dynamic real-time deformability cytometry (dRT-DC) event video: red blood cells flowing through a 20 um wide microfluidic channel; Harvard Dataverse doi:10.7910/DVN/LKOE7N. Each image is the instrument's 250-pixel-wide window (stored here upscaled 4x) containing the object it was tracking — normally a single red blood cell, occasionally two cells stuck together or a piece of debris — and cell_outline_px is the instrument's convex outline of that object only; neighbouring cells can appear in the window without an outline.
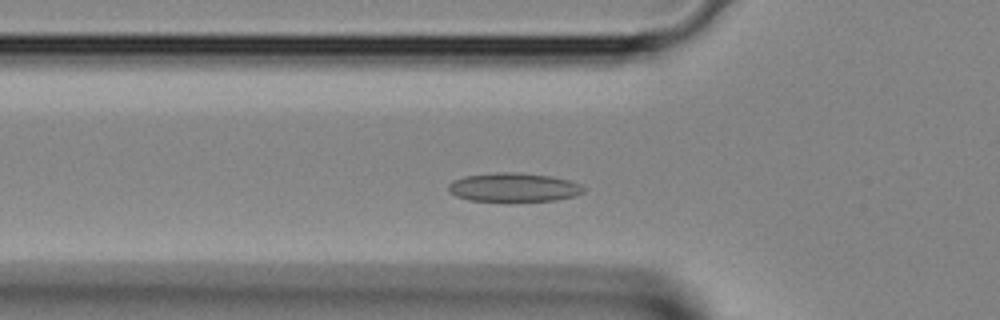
{"species": "Egyptian fruit bat (a non-hibernating species)", "species_latin": "Rousettus aegyptiacus", "temperature_condition": "room temperature", "stored_images_in_passage": 37, "camera_frame_rate_fps": 3000, "um_per_image_px": 0.085, "animal": {"sex": "female"}, "frame": {"image": 1, "passage_image": 9, "time_ms": 2.667, "image_size_px": [1000, 320], "cell_outline_px": [[584, 192], [576, 196], [556, 200], [512, 204], [468, 200], [456, 196], [448, 192], [448, 184], [452, 180], [464, 176], [496, 172], [516, 172], [552, 176], [568, 180], [580, 184], [584, 188]], "centroid_in_image_um": [43.64, 15.97], "position_along_channel_um": 82.2, "area_um2": 23.87}}
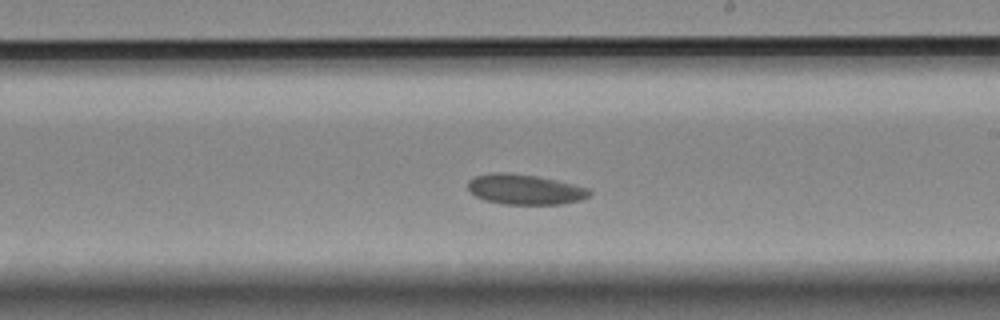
{"frame": {"image": 2, "passage_image": 19, "time_ms": 6.0, "image_size_px": [1000, 320], "cell_outline_px": [[592, 192], [588, 196], [580, 200], [560, 204], [504, 204], [484, 200], [476, 196], [468, 188], [468, 180], [476, 176], [492, 172], [508, 172], [536, 176], [556, 180], [588, 188]], "centroid_in_image_um": [44.59, 16.09], "position_along_channel_um": 244.4, "area_um2": 21.27}}
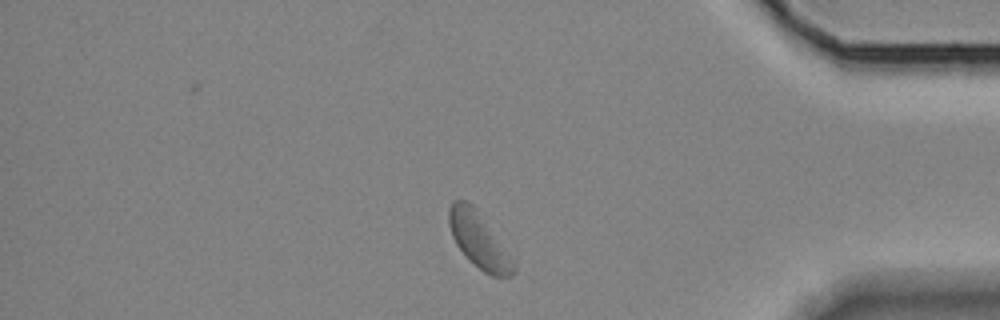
{"frame": {"image": 3, "passage_image": 30, "time_ms": 9.667, "image_size_px": [1000, 320], "cell_outline_px": [[516, 272], [512, 276], [492, 276], [484, 272], [472, 264], [468, 260], [456, 244], [452, 236], [448, 224], [448, 208], [452, 200], [464, 200], [472, 204], [476, 208], [516, 252]], "centroid_in_image_um": [40.83, 20.44], "position_along_channel_um": 394.4, "area_um2": 22.54}}